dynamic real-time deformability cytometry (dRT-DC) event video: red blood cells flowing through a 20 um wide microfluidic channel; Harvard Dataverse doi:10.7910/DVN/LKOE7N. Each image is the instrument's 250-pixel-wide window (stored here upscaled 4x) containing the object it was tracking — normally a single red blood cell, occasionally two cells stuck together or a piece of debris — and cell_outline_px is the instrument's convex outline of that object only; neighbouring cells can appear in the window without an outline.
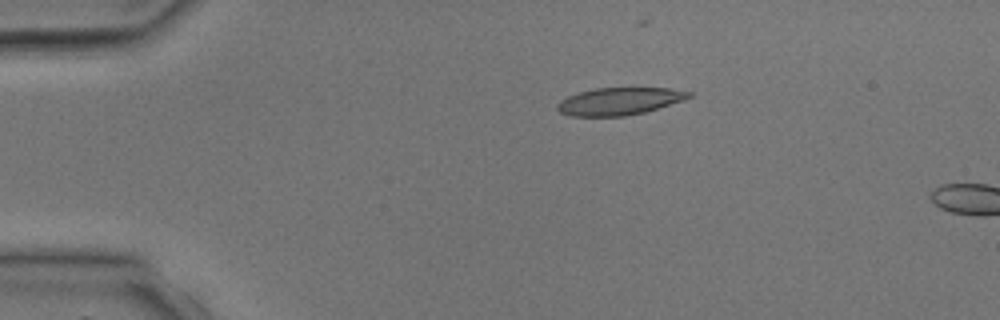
{"species": "common noctule bat (a hibernating species)", "species_latin": "Nyctalus noctula", "temperature_condition": "room temperature", "stored_images_in_passage": 3, "camera_frame_rate_fps": 3000, "um_per_image_px": 0.085, "animal": {"sex": "male", "body_mass_g": 17.9, "forearm_length_mm": 54.2}, "frame": {"image": 1, "passage_image": 2, "time_ms": 2.0, "image_size_px": [1000, 320], "cell_outline_px": [[692, 96], [684, 100], [644, 112], [624, 116], [572, 116], [560, 112], [556, 108], [556, 104], [560, 100], [568, 96], [580, 92], [596, 88], [668, 88], [692, 92]], "centroid_in_image_um": [52.63, 8.6], "position_along_channel_um": 32.4, "area_um2": 20.87}}